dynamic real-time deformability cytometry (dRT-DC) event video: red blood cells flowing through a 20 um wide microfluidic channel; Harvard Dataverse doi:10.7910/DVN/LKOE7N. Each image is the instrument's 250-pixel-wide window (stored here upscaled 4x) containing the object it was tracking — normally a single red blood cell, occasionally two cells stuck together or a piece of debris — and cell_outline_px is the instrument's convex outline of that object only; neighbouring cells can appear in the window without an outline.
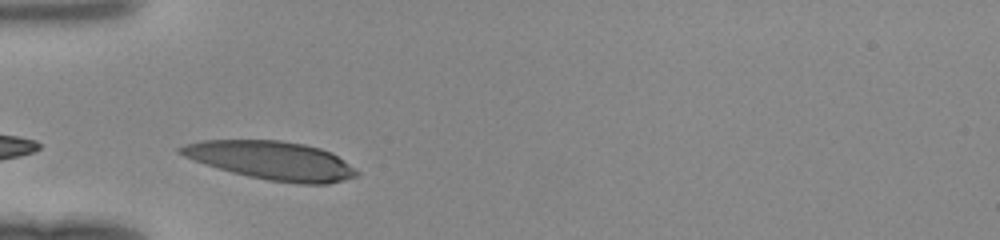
{"species": "human", "species_latin": "Homo sapiens", "temperature_condition": "room temperature", "stored_images_in_passage": 17, "camera_frame_rate_fps": 3000, "um_per_image_px": 0.085, "donor": {"sex": "female"}, "frame": {"image": 1, "passage_image": 1, "time_ms": 0.0, "image_size_px": [1000, 240], "cell_outline_px": [[360, 176], [328, 184], [300, 184], [268, 180], [248, 176], [232, 172], [184, 156], [176, 152], [176, 148], [184, 144], [200, 140], [280, 140], [304, 144], [320, 148], [332, 152], [344, 160], [360, 172]], "centroid_in_image_um": [23.12, 13.63], "position_along_channel_um": 61.9, "area_um2": 39.54}}
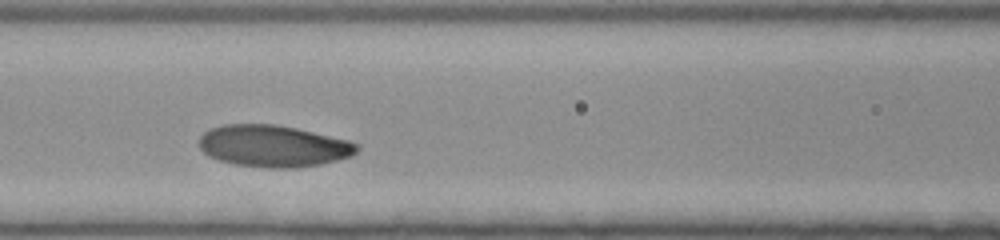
{"frame": {"image": 2, "passage_image": 7, "time_ms": 2.0, "image_size_px": [1000, 240], "cell_outline_px": [[360, 148], [352, 156], [320, 164], [296, 168], [272, 168], [236, 164], [220, 160], [208, 156], [200, 148], [200, 136], [208, 128], [220, 124], [276, 124], [296, 128], [348, 140], [360, 144]], "centroid_in_image_um": [23.23, 12.4], "position_along_channel_um": 143.4, "area_um2": 38.49}}
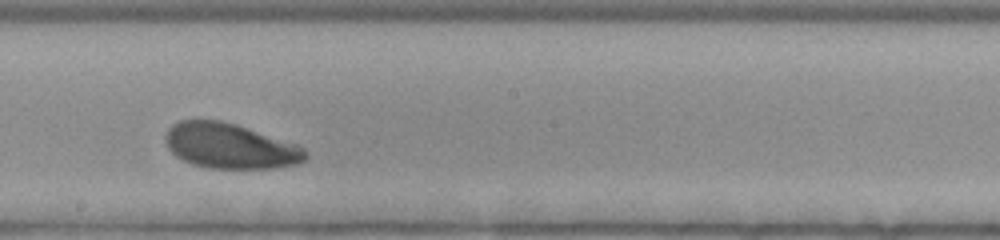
{"frame": {"image": 3, "passage_image": 13, "time_ms": 4.0, "image_size_px": [1000, 240], "cell_outline_px": [[308, 156], [304, 160], [296, 164], [276, 168], [208, 168], [192, 164], [176, 156], [168, 148], [164, 140], [164, 136], [168, 128], [172, 124], [180, 120], [220, 120], [236, 124], [296, 144], [304, 148], [308, 152]], "centroid_in_image_um": [19.53, 12.41], "position_along_channel_um": 228.7, "area_um2": 36.93}}